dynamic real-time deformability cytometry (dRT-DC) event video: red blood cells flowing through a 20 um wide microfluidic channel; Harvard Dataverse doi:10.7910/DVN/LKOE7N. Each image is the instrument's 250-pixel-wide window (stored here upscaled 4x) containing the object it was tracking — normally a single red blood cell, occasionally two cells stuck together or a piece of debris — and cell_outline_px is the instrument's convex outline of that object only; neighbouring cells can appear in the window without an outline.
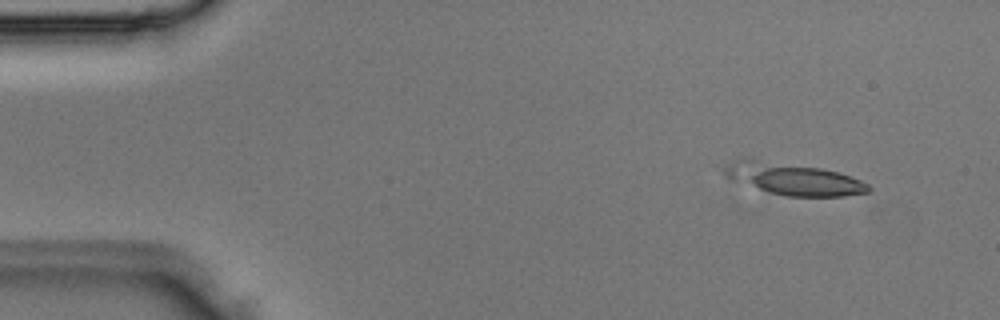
{"species": "Egyptian fruit bat (a non-hibernating species)", "species_latin": "Rousettus aegyptiacus", "temperature_condition": "room temperature", "stored_images_in_passage": 4, "camera_frame_rate_fps": 3000, "um_per_image_px": 0.085, "animal": {"sex": "male"}, "frame": {"image": 1, "passage_image": 2, "time_ms": 0.333, "image_size_px": [1000, 320], "cell_outline_px": [[872, 188], [868, 192], [844, 196], [784, 196], [768, 192], [728, 180], [720, 168], [736, 156], [752, 156], [820, 168], [836, 172], [860, 180], [868, 184]], "centroid_in_image_um": [67.22, 15.15], "position_along_channel_um": 17.8, "area_um2": 27.92}}